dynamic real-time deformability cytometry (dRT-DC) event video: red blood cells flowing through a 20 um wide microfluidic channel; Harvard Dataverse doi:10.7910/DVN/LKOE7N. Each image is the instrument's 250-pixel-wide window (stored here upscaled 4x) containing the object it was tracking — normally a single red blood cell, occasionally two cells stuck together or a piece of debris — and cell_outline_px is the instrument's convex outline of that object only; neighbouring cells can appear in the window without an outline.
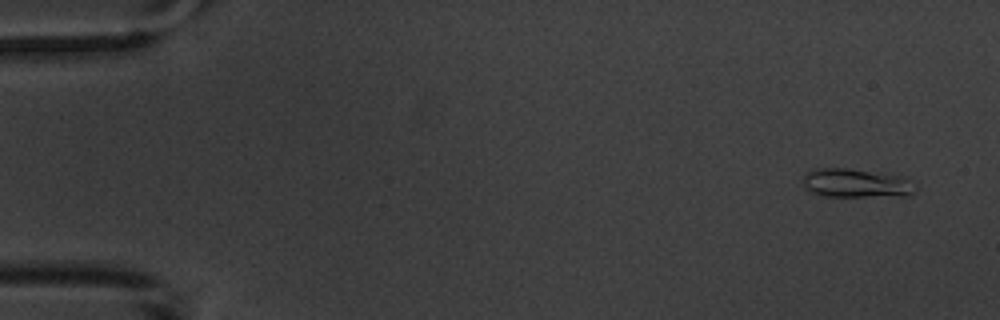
{"species": "common noctule bat (a hibernating species)", "species_latin": "Nyctalus noctula", "temperature_condition": "warm", "stored_images_in_passage": 5, "camera_frame_rate_fps": 3000, "um_per_image_px": 0.085, "animal": {"sex": "male", "body_mass_g": 20.1, "forearm_length_mm": 53.5}, "frame": {"image": 1, "passage_image": 1, "time_ms": 0.0, "image_size_px": [1000, 320], "cell_outline_px": [[916, 192], [912, 196], [820, 196], [804, 188], [804, 176], [808, 172], [816, 168], [844, 168], [908, 176], [916, 180]], "centroid_in_image_um": [72.91, 15.57], "position_along_channel_um": 12.1, "area_um2": 19.42}}
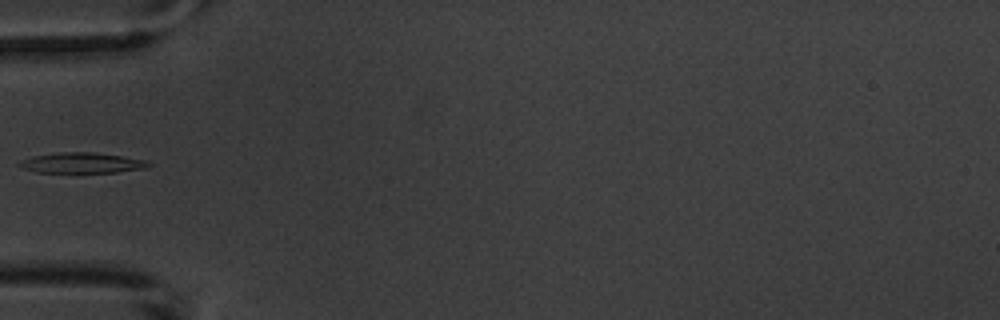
{"frame": {"image": 2, "passage_image": 5, "time_ms": 5.333, "image_size_px": [1000, 320], "cell_outline_px": [[152, 164], [148, 168], [116, 172], [36, 172], [24, 168], [16, 164], [20, 160], [32, 156], [60, 152], [92, 152], [148, 160]], "centroid_in_image_um": [6.98, 13.84], "position_along_channel_um": 78.0, "area_um2": 15.37}}